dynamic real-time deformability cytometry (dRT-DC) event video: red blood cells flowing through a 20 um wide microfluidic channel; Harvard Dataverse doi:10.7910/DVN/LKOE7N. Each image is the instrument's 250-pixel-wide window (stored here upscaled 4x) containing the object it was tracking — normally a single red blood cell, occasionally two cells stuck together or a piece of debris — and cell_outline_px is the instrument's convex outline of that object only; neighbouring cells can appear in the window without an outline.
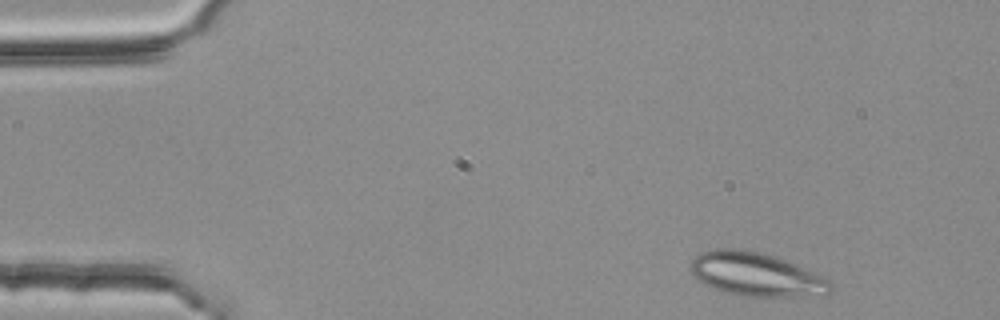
{"species": "common noctule bat (a hibernating species)", "species_latin": "Nyctalus noctula", "temperature_condition": "room temperature", "stored_images_in_passage": 2, "camera_frame_rate_fps": 3000, "um_per_image_px": 0.085, "animal": {"sex": "female", "body_mass_g": 25.1}, "frame": {"image": 1, "passage_image": 1, "time_ms": 0.0, "image_size_px": [1000, 320], "cell_outline_px": [[836, 288], [832, 292], [824, 296], [740, 296], [724, 292], [712, 288], [704, 284], [692, 272], [692, 260], [700, 252], [708, 248], [740, 248], [760, 252], [776, 256], [796, 264], [832, 280]], "centroid_in_image_um": [64.35, 23.32], "position_along_channel_um": 20.6, "area_um2": 36.18}}